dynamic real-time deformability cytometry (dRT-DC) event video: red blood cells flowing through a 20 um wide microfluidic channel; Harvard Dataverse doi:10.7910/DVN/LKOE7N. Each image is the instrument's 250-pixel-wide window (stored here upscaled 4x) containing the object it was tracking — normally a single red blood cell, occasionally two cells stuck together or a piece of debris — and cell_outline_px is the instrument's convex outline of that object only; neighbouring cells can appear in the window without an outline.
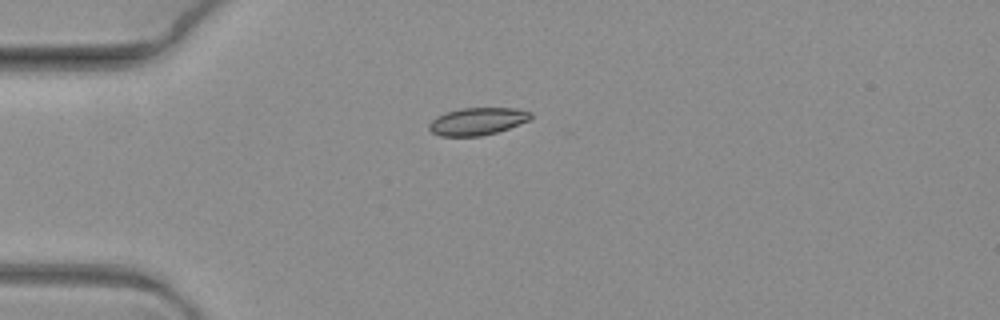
{"species": "common noctule bat (a hibernating species)", "species_latin": "Nyctalus noctula", "temperature_condition": "warm", "stored_images_in_passage": 5, "camera_frame_rate_fps": 3000, "um_per_image_px": 0.085, "animal": {"sex": "female", "body_mass_g": 19.3, "forearm_length_mm": 54.1}, "frame": {"image": 1, "passage_image": 5, "time_ms": 1.333, "image_size_px": [1000, 320], "cell_outline_px": [[532, 116], [528, 120], [508, 128], [496, 132], [480, 136], [440, 136], [432, 132], [428, 128], [428, 124], [436, 116], [444, 112], [460, 108], [516, 108], [532, 112]], "centroid_in_image_um": [40.54, 10.3], "position_along_channel_um": 44.5, "area_um2": 16.24}}